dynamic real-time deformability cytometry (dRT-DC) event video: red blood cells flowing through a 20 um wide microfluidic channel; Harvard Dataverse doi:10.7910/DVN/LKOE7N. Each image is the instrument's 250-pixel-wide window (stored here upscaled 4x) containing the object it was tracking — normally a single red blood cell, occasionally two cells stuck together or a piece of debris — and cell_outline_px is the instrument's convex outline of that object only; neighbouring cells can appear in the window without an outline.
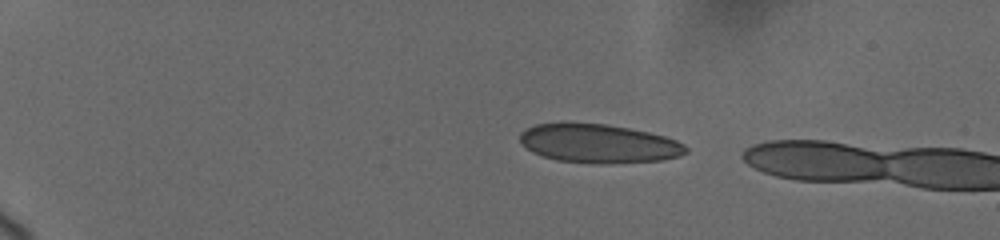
{"species": "human", "species_latin": "Homo sapiens", "temperature_condition": "cold", "stored_images_in_passage": 41, "camera_frame_rate_fps": 3000, "um_per_image_px": 0.085, "donor": {"sex": "female"}, "frame": {"image": 1, "passage_image": 1, "time_ms": 0.0, "image_size_px": [1000, 240], "cell_outline_px": [[688, 152], [680, 156], [660, 160], [608, 164], [596, 164], [556, 160], [532, 152], [520, 140], [520, 132], [536, 124], [560, 120], [604, 124], [628, 128], [648, 132], [664, 136], [676, 140], [684, 144], [688, 148]], "centroid_in_image_um": [50.86, 12.18], "position_along_channel_um": 34.1, "area_um2": 38.09}}
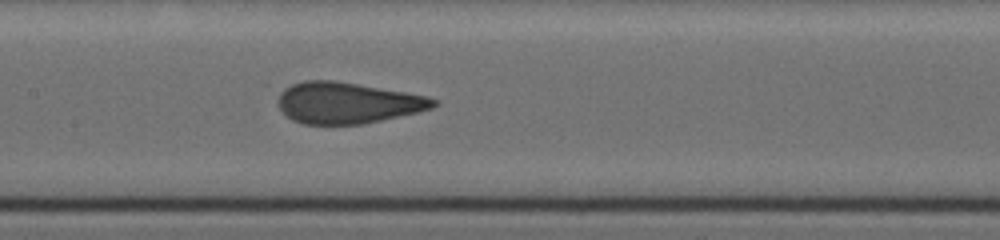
{"frame": {"image": 2, "passage_image": 19, "time_ms": 6.333, "image_size_px": [1000, 240], "cell_outline_px": [[436, 104], [432, 108], [416, 112], [364, 124], [304, 124], [292, 120], [276, 104], [276, 100], [280, 92], [284, 88], [292, 84], [304, 80], [332, 80], [404, 92], [424, 96], [436, 100]], "centroid_in_image_um": [29.45, 8.74], "position_along_channel_um": 178.0, "area_um2": 36.93}}
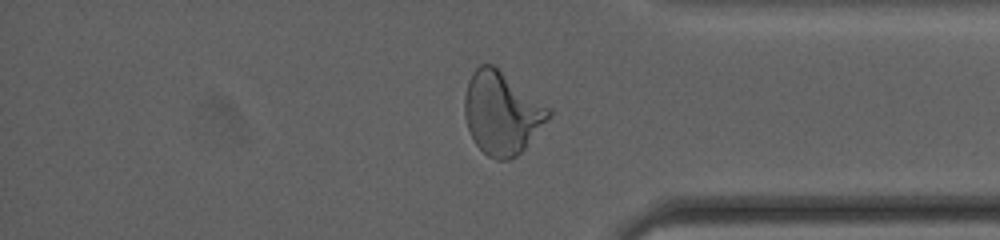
{"frame": {"image": 3, "passage_image": 36, "time_ms": 12.333, "image_size_px": [1000, 240], "cell_outline_px": [[552, 116], [524, 148], [516, 156], [508, 160], [496, 160], [488, 156], [476, 144], [468, 128], [464, 116], [464, 96], [468, 80], [472, 72], [480, 64], [492, 64], [552, 108]], "centroid_in_image_um": [42.66, 9.59], "position_along_channel_um": 392.5, "area_um2": 40.52}}